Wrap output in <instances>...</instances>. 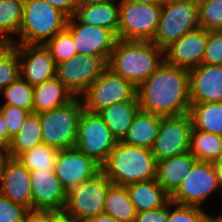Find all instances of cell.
I'll return each instance as SVG.
<instances>
[{
    "label": "cell",
    "mask_w": 222,
    "mask_h": 222,
    "mask_svg": "<svg viewBox=\"0 0 222 222\" xmlns=\"http://www.w3.org/2000/svg\"><path fill=\"white\" fill-rule=\"evenodd\" d=\"M215 166H216V169H217V172H218L219 185H220V188L222 190V160L219 161V162H216Z\"/></svg>",
    "instance_id": "obj_50"
},
{
    "label": "cell",
    "mask_w": 222,
    "mask_h": 222,
    "mask_svg": "<svg viewBox=\"0 0 222 222\" xmlns=\"http://www.w3.org/2000/svg\"><path fill=\"white\" fill-rule=\"evenodd\" d=\"M68 16L43 0H25L19 41L13 44H45L66 28Z\"/></svg>",
    "instance_id": "obj_4"
},
{
    "label": "cell",
    "mask_w": 222,
    "mask_h": 222,
    "mask_svg": "<svg viewBox=\"0 0 222 222\" xmlns=\"http://www.w3.org/2000/svg\"><path fill=\"white\" fill-rule=\"evenodd\" d=\"M210 215L203 208L181 205L170 200L167 222H204Z\"/></svg>",
    "instance_id": "obj_37"
},
{
    "label": "cell",
    "mask_w": 222,
    "mask_h": 222,
    "mask_svg": "<svg viewBox=\"0 0 222 222\" xmlns=\"http://www.w3.org/2000/svg\"><path fill=\"white\" fill-rule=\"evenodd\" d=\"M126 187L137 212L161 208L170 201V195L156 178L134 182Z\"/></svg>",
    "instance_id": "obj_23"
},
{
    "label": "cell",
    "mask_w": 222,
    "mask_h": 222,
    "mask_svg": "<svg viewBox=\"0 0 222 222\" xmlns=\"http://www.w3.org/2000/svg\"><path fill=\"white\" fill-rule=\"evenodd\" d=\"M140 110L160 116L188 113L191 106L189 70L165 60L136 90Z\"/></svg>",
    "instance_id": "obj_1"
},
{
    "label": "cell",
    "mask_w": 222,
    "mask_h": 222,
    "mask_svg": "<svg viewBox=\"0 0 222 222\" xmlns=\"http://www.w3.org/2000/svg\"><path fill=\"white\" fill-rule=\"evenodd\" d=\"M0 112L5 121L8 135L13 139L20 131L21 126L25 123L30 111L18 108L16 106L1 104Z\"/></svg>",
    "instance_id": "obj_38"
},
{
    "label": "cell",
    "mask_w": 222,
    "mask_h": 222,
    "mask_svg": "<svg viewBox=\"0 0 222 222\" xmlns=\"http://www.w3.org/2000/svg\"><path fill=\"white\" fill-rule=\"evenodd\" d=\"M191 102H222V65L201 64L189 70Z\"/></svg>",
    "instance_id": "obj_19"
},
{
    "label": "cell",
    "mask_w": 222,
    "mask_h": 222,
    "mask_svg": "<svg viewBox=\"0 0 222 222\" xmlns=\"http://www.w3.org/2000/svg\"><path fill=\"white\" fill-rule=\"evenodd\" d=\"M4 103L33 113V86L19 77L16 81L0 91Z\"/></svg>",
    "instance_id": "obj_34"
},
{
    "label": "cell",
    "mask_w": 222,
    "mask_h": 222,
    "mask_svg": "<svg viewBox=\"0 0 222 222\" xmlns=\"http://www.w3.org/2000/svg\"><path fill=\"white\" fill-rule=\"evenodd\" d=\"M111 185L112 182L101 170L68 191L63 213L78 222H85L104 213L107 191Z\"/></svg>",
    "instance_id": "obj_7"
},
{
    "label": "cell",
    "mask_w": 222,
    "mask_h": 222,
    "mask_svg": "<svg viewBox=\"0 0 222 222\" xmlns=\"http://www.w3.org/2000/svg\"><path fill=\"white\" fill-rule=\"evenodd\" d=\"M25 0H0V43H13L12 35H18Z\"/></svg>",
    "instance_id": "obj_31"
},
{
    "label": "cell",
    "mask_w": 222,
    "mask_h": 222,
    "mask_svg": "<svg viewBox=\"0 0 222 222\" xmlns=\"http://www.w3.org/2000/svg\"><path fill=\"white\" fill-rule=\"evenodd\" d=\"M157 161L151 149L118 141L110 152L102 171L114 185L127 186L134 182L156 178Z\"/></svg>",
    "instance_id": "obj_3"
},
{
    "label": "cell",
    "mask_w": 222,
    "mask_h": 222,
    "mask_svg": "<svg viewBox=\"0 0 222 222\" xmlns=\"http://www.w3.org/2000/svg\"><path fill=\"white\" fill-rule=\"evenodd\" d=\"M66 29L71 33L78 55H95L107 63L117 42L116 34L107 28L87 25L75 16L68 17Z\"/></svg>",
    "instance_id": "obj_14"
},
{
    "label": "cell",
    "mask_w": 222,
    "mask_h": 222,
    "mask_svg": "<svg viewBox=\"0 0 222 222\" xmlns=\"http://www.w3.org/2000/svg\"><path fill=\"white\" fill-rule=\"evenodd\" d=\"M32 212H63L67 191L58 180L55 171L30 172Z\"/></svg>",
    "instance_id": "obj_16"
},
{
    "label": "cell",
    "mask_w": 222,
    "mask_h": 222,
    "mask_svg": "<svg viewBox=\"0 0 222 222\" xmlns=\"http://www.w3.org/2000/svg\"><path fill=\"white\" fill-rule=\"evenodd\" d=\"M51 222H78L63 212H51Z\"/></svg>",
    "instance_id": "obj_47"
},
{
    "label": "cell",
    "mask_w": 222,
    "mask_h": 222,
    "mask_svg": "<svg viewBox=\"0 0 222 222\" xmlns=\"http://www.w3.org/2000/svg\"><path fill=\"white\" fill-rule=\"evenodd\" d=\"M214 222H222V212L219 215H217L216 217L214 215Z\"/></svg>",
    "instance_id": "obj_51"
},
{
    "label": "cell",
    "mask_w": 222,
    "mask_h": 222,
    "mask_svg": "<svg viewBox=\"0 0 222 222\" xmlns=\"http://www.w3.org/2000/svg\"><path fill=\"white\" fill-rule=\"evenodd\" d=\"M103 119L97 113L82 112L75 147L101 166L117 144Z\"/></svg>",
    "instance_id": "obj_12"
},
{
    "label": "cell",
    "mask_w": 222,
    "mask_h": 222,
    "mask_svg": "<svg viewBox=\"0 0 222 222\" xmlns=\"http://www.w3.org/2000/svg\"><path fill=\"white\" fill-rule=\"evenodd\" d=\"M55 8H58L68 17L74 16L78 7V0H43Z\"/></svg>",
    "instance_id": "obj_42"
},
{
    "label": "cell",
    "mask_w": 222,
    "mask_h": 222,
    "mask_svg": "<svg viewBox=\"0 0 222 222\" xmlns=\"http://www.w3.org/2000/svg\"><path fill=\"white\" fill-rule=\"evenodd\" d=\"M169 202L161 208L137 212L134 222H167Z\"/></svg>",
    "instance_id": "obj_41"
},
{
    "label": "cell",
    "mask_w": 222,
    "mask_h": 222,
    "mask_svg": "<svg viewBox=\"0 0 222 222\" xmlns=\"http://www.w3.org/2000/svg\"><path fill=\"white\" fill-rule=\"evenodd\" d=\"M106 68L107 62L100 56L75 55L57 64L56 77L74 97H80Z\"/></svg>",
    "instance_id": "obj_13"
},
{
    "label": "cell",
    "mask_w": 222,
    "mask_h": 222,
    "mask_svg": "<svg viewBox=\"0 0 222 222\" xmlns=\"http://www.w3.org/2000/svg\"><path fill=\"white\" fill-rule=\"evenodd\" d=\"M102 170V166L93 158L85 155L76 147L59 150L55 174L68 192L92 178Z\"/></svg>",
    "instance_id": "obj_15"
},
{
    "label": "cell",
    "mask_w": 222,
    "mask_h": 222,
    "mask_svg": "<svg viewBox=\"0 0 222 222\" xmlns=\"http://www.w3.org/2000/svg\"><path fill=\"white\" fill-rule=\"evenodd\" d=\"M12 157L9 155L7 150L0 149V185L3 181V176L5 174V169L8 164V161Z\"/></svg>",
    "instance_id": "obj_45"
},
{
    "label": "cell",
    "mask_w": 222,
    "mask_h": 222,
    "mask_svg": "<svg viewBox=\"0 0 222 222\" xmlns=\"http://www.w3.org/2000/svg\"><path fill=\"white\" fill-rule=\"evenodd\" d=\"M119 3L162 4V0H118Z\"/></svg>",
    "instance_id": "obj_48"
},
{
    "label": "cell",
    "mask_w": 222,
    "mask_h": 222,
    "mask_svg": "<svg viewBox=\"0 0 222 222\" xmlns=\"http://www.w3.org/2000/svg\"><path fill=\"white\" fill-rule=\"evenodd\" d=\"M118 0H78V5H89V4H99V3H114Z\"/></svg>",
    "instance_id": "obj_49"
},
{
    "label": "cell",
    "mask_w": 222,
    "mask_h": 222,
    "mask_svg": "<svg viewBox=\"0 0 222 222\" xmlns=\"http://www.w3.org/2000/svg\"><path fill=\"white\" fill-rule=\"evenodd\" d=\"M193 129L190 113L161 116L160 128L151 152L155 160L171 158L189 152Z\"/></svg>",
    "instance_id": "obj_11"
},
{
    "label": "cell",
    "mask_w": 222,
    "mask_h": 222,
    "mask_svg": "<svg viewBox=\"0 0 222 222\" xmlns=\"http://www.w3.org/2000/svg\"><path fill=\"white\" fill-rule=\"evenodd\" d=\"M193 129L222 136V102H191Z\"/></svg>",
    "instance_id": "obj_27"
},
{
    "label": "cell",
    "mask_w": 222,
    "mask_h": 222,
    "mask_svg": "<svg viewBox=\"0 0 222 222\" xmlns=\"http://www.w3.org/2000/svg\"><path fill=\"white\" fill-rule=\"evenodd\" d=\"M20 77V63L13 43H0V91Z\"/></svg>",
    "instance_id": "obj_33"
},
{
    "label": "cell",
    "mask_w": 222,
    "mask_h": 222,
    "mask_svg": "<svg viewBox=\"0 0 222 222\" xmlns=\"http://www.w3.org/2000/svg\"><path fill=\"white\" fill-rule=\"evenodd\" d=\"M161 116L139 110L122 142L151 149L160 128Z\"/></svg>",
    "instance_id": "obj_24"
},
{
    "label": "cell",
    "mask_w": 222,
    "mask_h": 222,
    "mask_svg": "<svg viewBox=\"0 0 222 222\" xmlns=\"http://www.w3.org/2000/svg\"><path fill=\"white\" fill-rule=\"evenodd\" d=\"M197 159L186 152L157 162L156 180L171 196L190 173Z\"/></svg>",
    "instance_id": "obj_21"
},
{
    "label": "cell",
    "mask_w": 222,
    "mask_h": 222,
    "mask_svg": "<svg viewBox=\"0 0 222 222\" xmlns=\"http://www.w3.org/2000/svg\"><path fill=\"white\" fill-rule=\"evenodd\" d=\"M204 222H214V215H210Z\"/></svg>",
    "instance_id": "obj_52"
},
{
    "label": "cell",
    "mask_w": 222,
    "mask_h": 222,
    "mask_svg": "<svg viewBox=\"0 0 222 222\" xmlns=\"http://www.w3.org/2000/svg\"><path fill=\"white\" fill-rule=\"evenodd\" d=\"M104 213L113 216L120 222H134L136 209L126 186L112 184L105 200Z\"/></svg>",
    "instance_id": "obj_30"
},
{
    "label": "cell",
    "mask_w": 222,
    "mask_h": 222,
    "mask_svg": "<svg viewBox=\"0 0 222 222\" xmlns=\"http://www.w3.org/2000/svg\"><path fill=\"white\" fill-rule=\"evenodd\" d=\"M202 64L222 65V29L208 30Z\"/></svg>",
    "instance_id": "obj_39"
},
{
    "label": "cell",
    "mask_w": 222,
    "mask_h": 222,
    "mask_svg": "<svg viewBox=\"0 0 222 222\" xmlns=\"http://www.w3.org/2000/svg\"><path fill=\"white\" fill-rule=\"evenodd\" d=\"M189 152L198 161L219 162L222 160V136L192 130Z\"/></svg>",
    "instance_id": "obj_29"
},
{
    "label": "cell",
    "mask_w": 222,
    "mask_h": 222,
    "mask_svg": "<svg viewBox=\"0 0 222 222\" xmlns=\"http://www.w3.org/2000/svg\"><path fill=\"white\" fill-rule=\"evenodd\" d=\"M136 90L131 82L107 67L80 97L84 110L98 113L114 103L138 101Z\"/></svg>",
    "instance_id": "obj_8"
},
{
    "label": "cell",
    "mask_w": 222,
    "mask_h": 222,
    "mask_svg": "<svg viewBox=\"0 0 222 222\" xmlns=\"http://www.w3.org/2000/svg\"><path fill=\"white\" fill-rule=\"evenodd\" d=\"M198 27V0L163 2L158 28L152 42L165 49L184 34Z\"/></svg>",
    "instance_id": "obj_6"
},
{
    "label": "cell",
    "mask_w": 222,
    "mask_h": 222,
    "mask_svg": "<svg viewBox=\"0 0 222 222\" xmlns=\"http://www.w3.org/2000/svg\"><path fill=\"white\" fill-rule=\"evenodd\" d=\"M220 189L215 163L197 160L170 200L181 205L204 208V202Z\"/></svg>",
    "instance_id": "obj_10"
},
{
    "label": "cell",
    "mask_w": 222,
    "mask_h": 222,
    "mask_svg": "<svg viewBox=\"0 0 222 222\" xmlns=\"http://www.w3.org/2000/svg\"><path fill=\"white\" fill-rule=\"evenodd\" d=\"M26 222H51V212H30Z\"/></svg>",
    "instance_id": "obj_44"
},
{
    "label": "cell",
    "mask_w": 222,
    "mask_h": 222,
    "mask_svg": "<svg viewBox=\"0 0 222 222\" xmlns=\"http://www.w3.org/2000/svg\"><path fill=\"white\" fill-rule=\"evenodd\" d=\"M74 95L55 76L33 86V113H42L67 104Z\"/></svg>",
    "instance_id": "obj_22"
},
{
    "label": "cell",
    "mask_w": 222,
    "mask_h": 222,
    "mask_svg": "<svg viewBox=\"0 0 222 222\" xmlns=\"http://www.w3.org/2000/svg\"><path fill=\"white\" fill-rule=\"evenodd\" d=\"M30 211L0 193V222H26Z\"/></svg>",
    "instance_id": "obj_40"
},
{
    "label": "cell",
    "mask_w": 222,
    "mask_h": 222,
    "mask_svg": "<svg viewBox=\"0 0 222 222\" xmlns=\"http://www.w3.org/2000/svg\"><path fill=\"white\" fill-rule=\"evenodd\" d=\"M12 139L9 137L5 121L3 119V116L0 112V149L8 150Z\"/></svg>",
    "instance_id": "obj_43"
},
{
    "label": "cell",
    "mask_w": 222,
    "mask_h": 222,
    "mask_svg": "<svg viewBox=\"0 0 222 222\" xmlns=\"http://www.w3.org/2000/svg\"><path fill=\"white\" fill-rule=\"evenodd\" d=\"M83 111L81 97H74L61 107L39 113L42 142L56 150L75 147Z\"/></svg>",
    "instance_id": "obj_5"
},
{
    "label": "cell",
    "mask_w": 222,
    "mask_h": 222,
    "mask_svg": "<svg viewBox=\"0 0 222 222\" xmlns=\"http://www.w3.org/2000/svg\"><path fill=\"white\" fill-rule=\"evenodd\" d=\"M208 30L198 27L184 34L164 49L165 61L171 65L191 70L202 64Z\"/></svg>",
    "instance_id": "obj_18"
},
{
    "label": "cell",
    "mask_w": 222,
    "mask_h": 222,
    "mask_svg": "<svg viewBox=\"0 0 222 222\" xmlns=\"http://www.w3.org/2000/svg\"><path fill=\"white\" fill-rule=\"evenodd\" d=\"M199 27L222 29V0H198Z\"/></svg>",
    "instance_id": "obj_36"
},
{
    "label": "cell",
    "mask_w": 222,
    "mask_h": 222,
    "mask_svg": "<svg viewBox=\"0 0 222 222\" xmlns=\"http://www.w3.org/2000/svg\"><path fill=\"white\" fill-rule=\"evenodd\" d=\"M56 65L78 55L71 33L65 28L45 44Z\"/></svg>",
    "instance_id": "obj_35"
},
{
    "label": "cell",
    "mask_w": 222,
    "mask_h": 222,
    "mask_svg": "<svg viewBox=\"0 0 222 222\" xmlns=\"http://www.w3.org/2000/svg\"><path fill=\"white\" fill-rule=\"evenodd\" d=\"M164 60V49L152 41L117 40L107 67L137 88Z\"/></svg>",
    "instance_id": "obj_2"
},
{
    "label": "cell",
    "mask_w": 222,
    "mask_h": 222,
    "mask_svg": "<svg viewBox=\"0 0 222 222\" xmlns=\"http://www.w3.org/2000/svg\"><path fill=\"white\" fill-rule=\"evenodd\" d=\"M85 222H120V221H118L117 219H115L113 216L109 214L102 213L86 220Z\"/></svg>",
    "instance_id": "obj_46"
},
{
    "label": "cell",
    "mask_w": 222,
    "mask_h": 222,
    "mask_svg": "<svg viewBox=\"0 0 222 222\" xmlns=\"http://www.w3.org/2000/svg\"><path fill=\"white\" fill-rule=\"evenodd\" d=\"M20 63V77L35 86L56 76L57 65L43 44H15Z\"/></svg>",
    "instance_id": "obj_17"
},
{
    "label": "cell",
    "mask_w": 222,
    "mask_h": 222,
    "mask_svg": "<svg viewBox=\"0 0 222 222\" xmlns=\"http://www.w3.org/2000/svg\"><path fill=\"white\" fill-rule=\"evenodd\" d=\"M117 39L152 41L160 20L161 4L119 3Z\"/></svg>",
    "instance_id": "obj_9"
},
{
    "label": "cell",
    "mask_w": 222,
    "mask_h": 222,
    "mask_svg": "<svg viewBox=\"0 0 222 222\" xmlns=\"http://www.w3.org/2000/svg\"><path fill=\"white\" fill-rule=\"evenodd\" d=\"M119 3L78 5L74 16L82 23L112 30L116 35L119 25Z\"/></svg>",
    "instance_id": "obj_26"
},
{
    "label": "cell",
    "mask_w": 222,
    "mask_h": 222,
    "mask_svg": "<svg viewBox=\"0 0 222 222\" xmlns=\"http://www.w3.org/2000/svg\"><path fill=\"white\" fill-rule=\"evenodd\" d=\"M139 110L138 101H125L114 103L97 114L103 119L117 141H121Z\"/></svg>",
    "instance_id": "obj_25"
},
{
    "label": "cell",
    "mask_w": 222,
    "mask_h": 222,
    "mask_svg": "<svg viewBox=\"0 0 222 222\" xmlns=\"http://www.w3.org/2000/svg\"><path fill=\"white\" fill-rule=\"evenodd\" d=\"M41 143L43 142L39 114L30 113L20 131L12 139L7 151L12 158H17Z\"/></svg>",
    "instance_id": "obj_28"
},
{
    "label": "cell",
    "mask_w": 222,
    "mask_h": 222,
    "mask_svg": "<svg viewBox=\"0 0 222 222\" xmlns=\"http://www.w3.org/2000/svg\"><path fill=\"white\" fill-rule=\"evenodd\" d=\"M0 193L32 212L30 171L17 158H11L5 169Z\"/></svg>",
    "instance_id": "obj_20"
},
{
    "label": "cell",
    "mask_w": 222,
    "mask_h": 222,
    "mask_svg": "<svg viewBox=\"0 0 222 222\" xmlns=\"http://www.w3.org/2000/svg\"><path fill=\"white\" fill-rule=\"evenodd\" d=\"M59 150L44 143L36 145L17 157L30 172L37 170L55 171V163Z\"/></svg>",
    "instance_id": "obj_32"
}]
</instances>
